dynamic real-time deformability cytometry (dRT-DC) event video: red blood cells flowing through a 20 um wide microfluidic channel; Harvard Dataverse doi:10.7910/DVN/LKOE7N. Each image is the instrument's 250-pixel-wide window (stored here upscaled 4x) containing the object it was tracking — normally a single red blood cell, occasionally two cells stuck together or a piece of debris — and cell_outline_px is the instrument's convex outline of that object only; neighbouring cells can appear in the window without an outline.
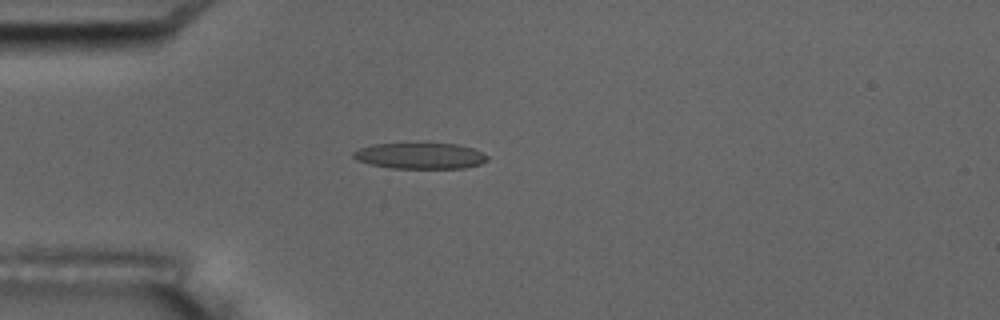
{"species": "common noctule bat (a hibernating species)", "species_latin": "Nyctalus noctula", "temperature_condition": "room temperature", "stored_images_in_passage": 4, "camera_frame_rate_fps": 3000, "um_per_image_px": 0.085, "animal": {"sex": "male", "body_mass_g": 17.5, "forearm_length_mm": 52.3}, "frame": {"image": 1, "passage_image": 4, "time_ms": 3.333, "image_size_px": [1000, 320], "cell_outline_px": [[488, 160], [480, 164], [464, 168], [392, 168], [372, 164], [356, 160], [352, 156], [352, 152], [360, 148], [372, 144], [456, 144], [472, 148], [488, 156]], "centroid_in_image_um": [35.7, 13.25], "position_along_channel_um": 49.3, "area_um2": 20.06}}